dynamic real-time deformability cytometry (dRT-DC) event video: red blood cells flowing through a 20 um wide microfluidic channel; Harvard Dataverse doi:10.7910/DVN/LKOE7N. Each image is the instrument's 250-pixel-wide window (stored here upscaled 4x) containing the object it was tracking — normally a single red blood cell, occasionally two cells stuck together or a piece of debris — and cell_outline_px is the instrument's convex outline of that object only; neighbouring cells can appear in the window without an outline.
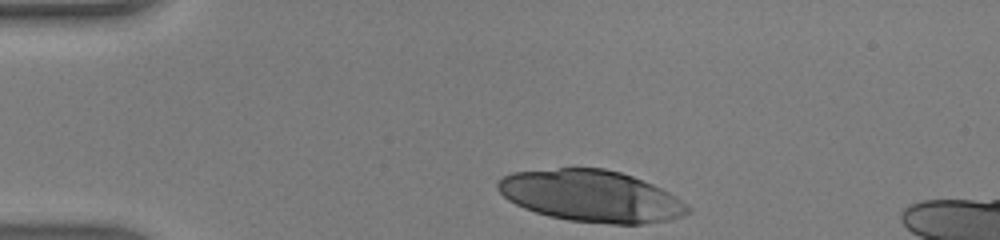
{"species": "human", "species_latin": "Homo sapiens", "temperature_condition": "warm", "stored_images_in_passage": 30, "camera_frame_rate_fps": 3000, "um_per_image_px": 0.085, "donor": {"sex": "male"}, "frame": {"image": 1, "passage_image": 1, "time_ms": 0.0, "image_size_px": [1000, 240], "cell_outline_px": [[692, 212], [668, 220], [644, 224], [612, 224], [568, 220], [548, 216], [524, 208], [508, 200], [496, 188], [496, 180], [512, 172], [560, 168], [604, 168], [620, 172], [632, 176], [652, 184], [676, 196], [688, 204], [692, 208]], "centroid_in_image_um": [50.25, 16.67], "position_along_channel_um": 34.7, "area_um2": 57.28}}